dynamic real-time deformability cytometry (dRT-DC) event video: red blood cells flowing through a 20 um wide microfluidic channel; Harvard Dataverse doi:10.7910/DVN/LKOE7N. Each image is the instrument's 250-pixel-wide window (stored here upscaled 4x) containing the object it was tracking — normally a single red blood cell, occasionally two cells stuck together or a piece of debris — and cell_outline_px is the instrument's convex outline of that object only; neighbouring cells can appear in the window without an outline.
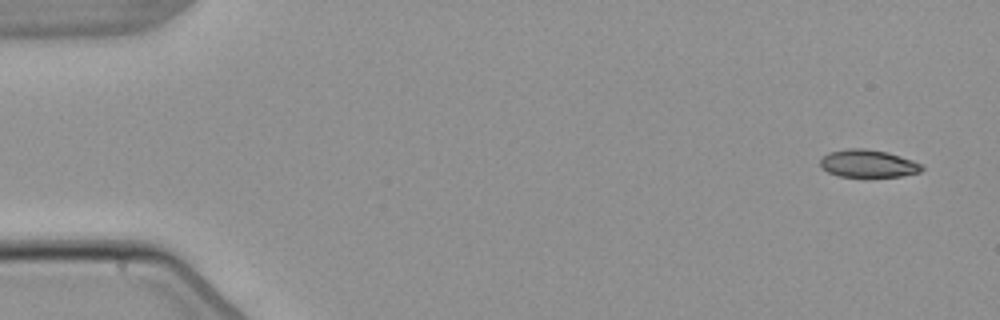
{"species": "common noctule bat (a hibernating species)", "species_latin": "Nyctalus noctula", "temperature_condition": "warm", "stored_images_in_passage": 6, "camera_frame_rate_fps": 3000, "um_per_image_px": 0.085, "animal": {"sex": "male", "body_mass_g": 21.5, "forearm_length_mm": 52.0}, "frame": {"image": 1, "passage_image": 1, "time_ms": 0.0, "image_size_px": [1000, 320], "cell_outline_px": [[924, 168], [920, 172], [900, 176], [840, 176], [828, 172], [820, 168], [820, 160], [828, 152], [848, 148], [864, 148], [888, 152], [924, 164]], "centroid_in_image_um": [73.79, 13.89], "position_along_channel_um": 11.2, "area_um2": 16.36}}
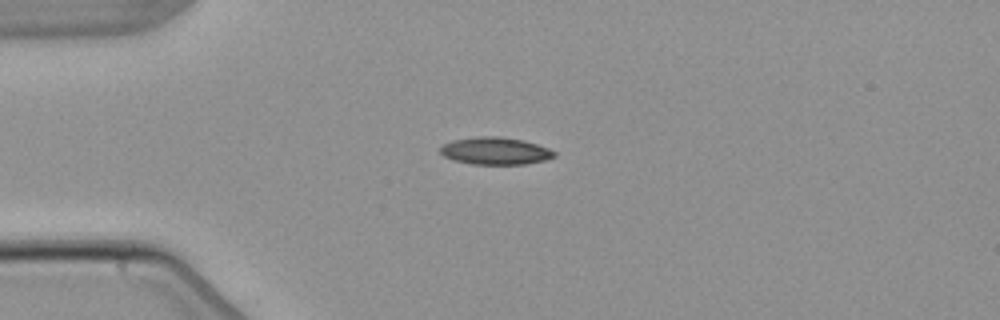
{"frame": {"image": 2, "passage_image": 4, "time_ms": 3.667, "image_size_px": [1000, 320], "cell_outline_px": [[556, 156], [544, 160], [524, 164], [472, 164], [452, 160], [444, 156], [440, 152], [440, 148], [444, 144], [452, 140], [476, 136], [500, 136], [524, 140], [548, 148], [556, 152]], "centroid_in_image_um": [42.09, 12.82], "position_along_channel_um": 42.9, "area_um2": 18.21}}
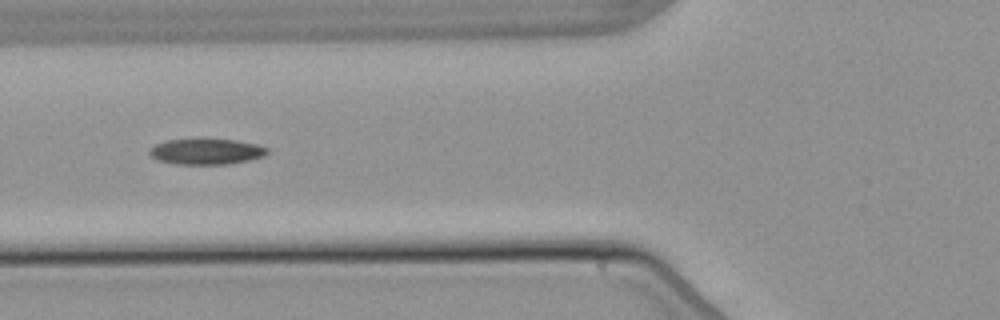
{"frame": {"image": 3, "passage_image": 6, "time_ms": 6.0, "image_size_px": [1000, 320], "cell_outline_px": [[268, 152], [264, 156], [248, 160], [228, 164], [176, 164], [160, 160], [152, 156], [148, 152], [156, 144], [168, 140], [196, 136], [236, 140], [256, 144], [268, 148]], "centroid_in_image_um": [17.54, 12.83], "position_along_channel_um": 108.3, "area_um2": 18.21}}